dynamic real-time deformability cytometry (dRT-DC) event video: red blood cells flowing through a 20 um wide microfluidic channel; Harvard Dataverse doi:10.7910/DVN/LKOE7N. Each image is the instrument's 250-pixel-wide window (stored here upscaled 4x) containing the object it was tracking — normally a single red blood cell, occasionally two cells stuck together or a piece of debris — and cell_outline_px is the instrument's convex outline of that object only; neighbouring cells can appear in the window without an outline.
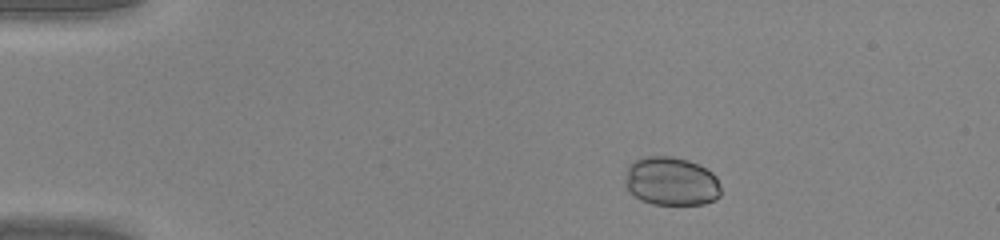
{"species": "common noctule bat (a hibernating species)", "species_latin": "Nyctalus noctula", "temperature_condition": "warm", "stored_images_in_passage": 41, "camera_frame_rate_fps": 3000, "um_per_image_px": 0.085, "animal": {"sex": "male", "body_mass_g": 20.0, "forearm_length_mm": 53.3}, "frame": {"image": 1, "passage_image": 1, "time_ms": 0.0, "image_size_px": [1000, 240], "cell_outline_px": [[720, 196], [716, 200], [704, 204], [652, 204], [640, 200], [628, 192], [624, 184], [624, 180], [628, 164], [632, 160], [644, 156], [672, 156], [688, 160], [712, 172], [716, 176], [720, 188]], "centroid_in_image_um": [57.0, 15.41], "position_along_channel_um": 28.0, "area_um2": 27.57}}
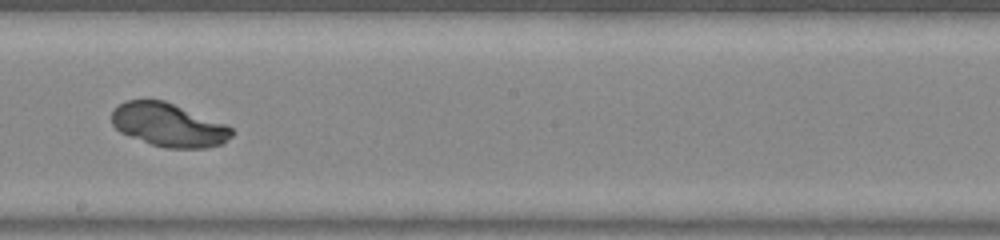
{"frame": {"image": 2, "passage_image": 21, "time_ms": 6.667, "image_size_px": [1000, 240], "cell_outline_px": [[236, 132], [224, 144], [204, 148], [164, 148], [128, 136], [120, 132], [112, 124], [112, 112], [120, 104], [128, 100], [164, 100], [228, 124]], "centroid_in_image_um": [14.39, 10.63], "position_along_channel_um": 233.8, "area_um2": 30.58}}
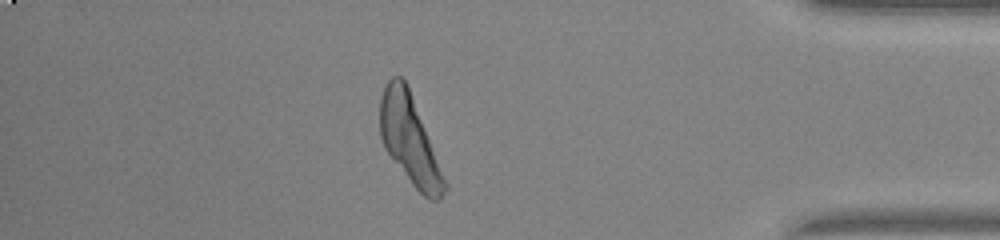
{"frame": {"image": 3, "passage_image": 35, "time_ms": 11.333, "image_size_px": [1000, 240], "cell_outline_px": [[448, 188], [440, 200], [428, 200], [412, 184], [384, 148], [380, 136], [380, 96], [388, 80], [392, 76], [400, 76], [404, 80], [408, 88], [448, 184]], "centroid_in_image_um": [34.82, 11.93], "position_along_channel_um": 400.4, "area_um2": 32.71}}